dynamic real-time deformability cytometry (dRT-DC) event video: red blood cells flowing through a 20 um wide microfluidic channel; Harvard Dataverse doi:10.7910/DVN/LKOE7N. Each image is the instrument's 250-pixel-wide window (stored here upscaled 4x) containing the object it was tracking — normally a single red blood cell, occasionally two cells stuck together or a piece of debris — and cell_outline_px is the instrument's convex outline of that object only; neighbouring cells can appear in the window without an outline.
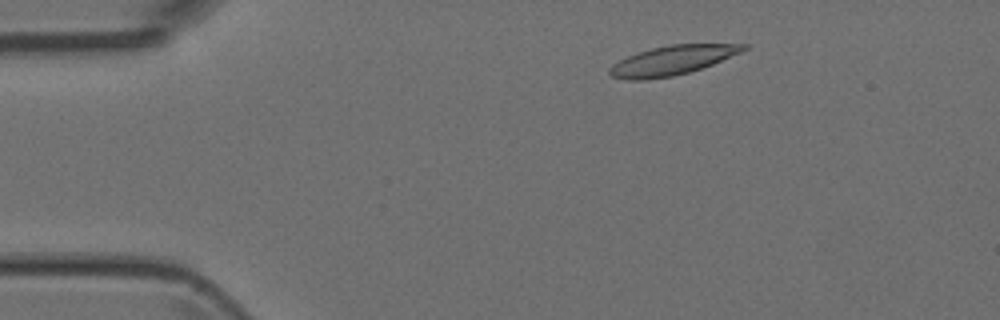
{"species": "Egyptian fruit bat (a non-hibernating species)", "species_latin": "Rousettus aegyptiacus", "temperature_condition": "room temperature", "stored_images_in_passage": 45, "camera_frame_rate_fps": 3000, "um_per_image_px": 0.085, "animal": {"sex": "female"}, "frame": {"image": 1, "passage_image": 3, "time_ms": 0.667, "image_size_px": [1000, 320], "cell_outline_px": [[748, 48], [740, 52], [712, 64], [688, 72], [672, 76], [644, 80], [628, 80], [612, 76], [608, 72], [608, 68], [612, 64], [628, 56], [652, 48], [672, 44], [748, 44]], "centroid_in_image_um": [57.1, 5.13], "position_along_channel_um": 27.9, "area_um2": 22.48}}
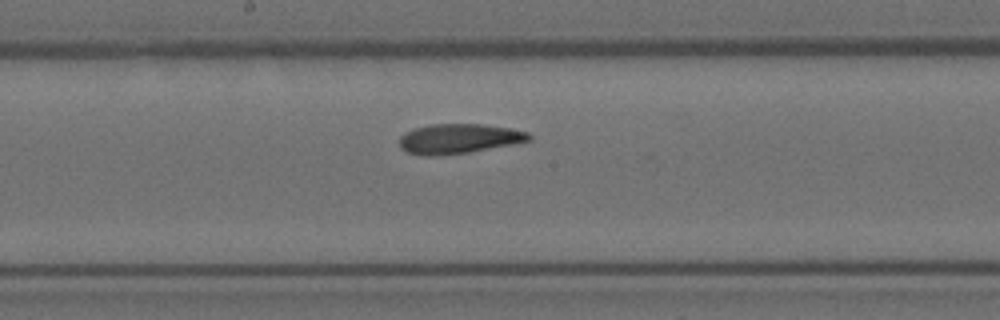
{"frame": {"image": 2, "passage_image": 21, "time_ms": 6.667, "image_size_px": [1000, 320], "cell_outline_px": [[532, 140], [512, 144], [468, 152], [428, 156], [408, 152], [400, 148], [400, 136], [404, 132], [428, 124], [480, 124], [508, 128], [528, 132], [532, 136]], "centroid_in_image_um": [38.98, 11.78], "position_along_channel_um": 209.2, "area_um2": 22.2}}
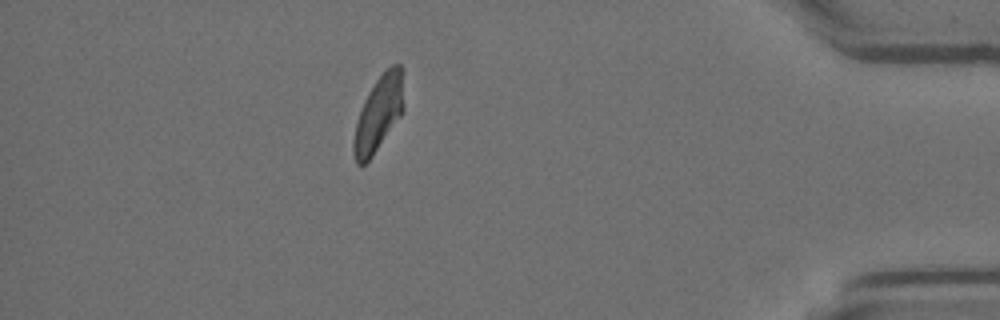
{"frame": {"image": 3, "passage_image": 39, "time_ms": 12.667, "image_size_px": [1000, 320], "cell_outline_px": [[404, 108], [400, 116], [372, 156], [364, 164], [356, 164], [352, 152], [352, 140], [356, 124], [364, 100], [368, 92], [376, 80], [392, 64], [400, 64], [404, 68]], "centroid_in_image_um": [32.2, 9.62], "position_along_channel_um": 403.0, "area_um2": 22.08}}